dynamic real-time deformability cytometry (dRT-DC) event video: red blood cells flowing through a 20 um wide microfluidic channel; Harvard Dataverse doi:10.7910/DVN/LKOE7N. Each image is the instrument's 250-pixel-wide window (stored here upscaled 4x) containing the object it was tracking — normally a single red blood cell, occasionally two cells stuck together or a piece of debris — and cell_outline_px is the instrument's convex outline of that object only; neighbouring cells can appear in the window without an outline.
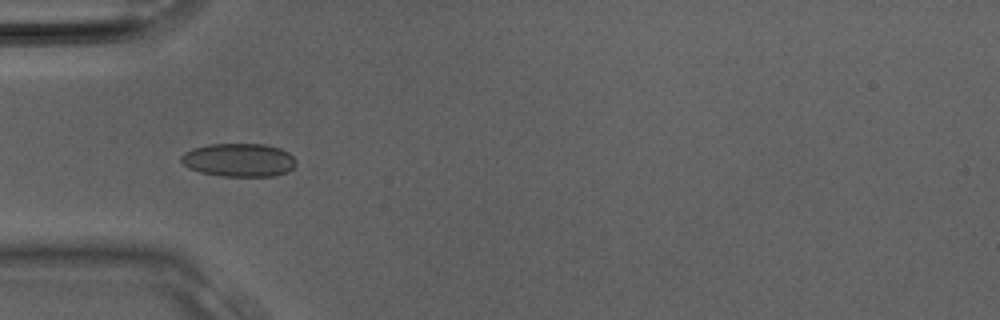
{"species": "Egyptian fruit bat (a non-hibernating species)", "species_latin": "Rousettus aegyptiacus", "temperature_condition": "room temperature", "stored_images_in_passage": 8, "camera_frame_rate_fps": 3000, "um_per_image_px": 0.085, "animal": {"sex": "male"}, "frame": {"image": 1, "passage_image": 3, "time_ms": 0.667, "image_size_px": [1000, 320], "cell_outline_px": [[296, 164], [288, 172], [272, 176], [220, 176], [200, 172], [188, 168], [180, 160], [180, 156], [184, 152], [192, 148], [208, 144], [264, 144], [280, 148], [288, 152], [296, 160]], "centroid_in_image_um": [20.29, 13.6], "position_along_channel_um": 64.7, "area_um2": 22.48}}